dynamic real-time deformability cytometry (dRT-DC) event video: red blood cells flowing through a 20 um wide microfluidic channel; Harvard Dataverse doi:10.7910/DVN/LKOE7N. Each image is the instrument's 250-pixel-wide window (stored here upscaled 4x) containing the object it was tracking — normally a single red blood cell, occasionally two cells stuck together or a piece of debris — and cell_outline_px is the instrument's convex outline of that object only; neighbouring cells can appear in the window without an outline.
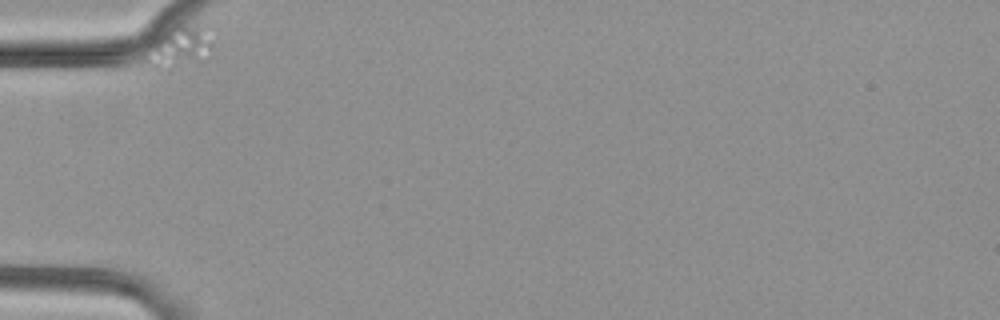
{"species": "common noctule bat (a hibernating species)", "species_latin": "Nyctalus noctula", "temperature_condition": "cold", "stored_images_in_passage": 6, "camera_frame_rate_fps": 3000, "um_per_image_px": 0.085, "animal": {"sex": "female", "body_mass_g": 29.2, "forearm_length_mm": 56.3}, "frame": {"image": 1, "passage_image": 1, "time_ms": 0.0, "image_size_px": [1000, 320], "cell_outline_px": [[212, 56], [208, 60], [168, 72], [160, 72], [152, 68], [148, 64], [164, 36], [180, 28], [204, 24], [212, 24]], "centroid_in_image_um": [15.59, 4.12], "position_along_channel_um": 69.4, "area_um2": 15.49}}